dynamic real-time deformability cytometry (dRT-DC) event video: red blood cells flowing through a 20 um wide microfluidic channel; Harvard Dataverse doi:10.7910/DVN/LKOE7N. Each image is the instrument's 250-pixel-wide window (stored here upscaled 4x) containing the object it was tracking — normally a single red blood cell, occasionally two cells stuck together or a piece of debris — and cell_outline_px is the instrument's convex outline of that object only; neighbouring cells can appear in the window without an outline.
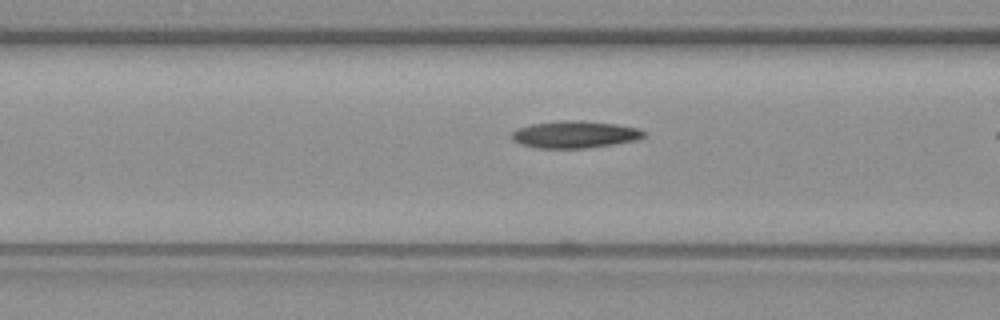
{"species": "common noctule bat (a hibernating species)", "species_latin": "Nyctalus noctula", "temperature_condition": "warm", "stored_images_in_passage": 9, "camera_frame_rate_fps": 3000, "um_per_image_px": 0.085, "animal": {"sex": "female", "body_mass_g": 19.3, "forearm_length_mm": 54.1}, "frame": {"image": 1, "passage_image": 8, "time_ms": 2.333, "image_size_px": [1000, 320], "cell_outline_px": [[644, 136], [636, 140], [588, 148], [536, 148], [520, 144], [512, 140], [512, 132], [516, 128], [532, 124], [560, 120], [580, 120], [616, 124], [640, 128], [644, 132]], "centroid_in_image_um": [48.83, 11.42], "position_along_channel_um": 117.8, "area_um2": 20.92}}